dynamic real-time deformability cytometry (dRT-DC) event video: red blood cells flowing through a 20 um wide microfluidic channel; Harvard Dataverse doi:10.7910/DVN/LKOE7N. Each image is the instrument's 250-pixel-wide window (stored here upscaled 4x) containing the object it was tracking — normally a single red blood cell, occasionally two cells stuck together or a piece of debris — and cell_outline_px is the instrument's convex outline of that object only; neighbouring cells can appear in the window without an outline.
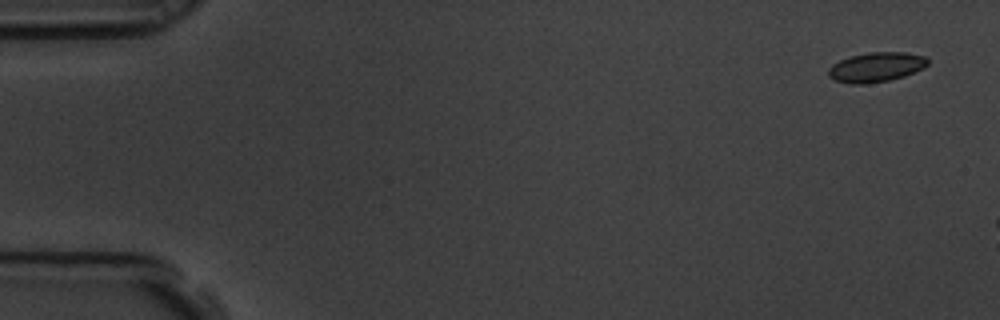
{"species": "common noctule bat (a hibernating species)", "species_latin": "Nyctalus noctula", "temperature_condition": "room temperature", "stored_images_in_passage": 3, "camera_frame_rate_fps": 3000, "um_per_image_px": 0.085, "animal": {"sex": "male", "body_mass_g": 19.5, "forearm_length_mm": 54.6}, "frame": {"image": 1, "passage_image": 1, "time_ms": 0.0, "image_size_px": [1000, 320], "cell_outline_px": [[928, 64], [924, 68], [904, 76], [888, 80], [868, 84], [848, 84], [836, 80], [828, 76], [828, 68], [832, 64], [840, 60], [852, 56], [872, 52], [904, 52], [924, 56], [928, 60]], "centroid_in_image_um": [74.46, 5.71], "position_along_channel_um": 10.5, "area_um2": 17.11}}